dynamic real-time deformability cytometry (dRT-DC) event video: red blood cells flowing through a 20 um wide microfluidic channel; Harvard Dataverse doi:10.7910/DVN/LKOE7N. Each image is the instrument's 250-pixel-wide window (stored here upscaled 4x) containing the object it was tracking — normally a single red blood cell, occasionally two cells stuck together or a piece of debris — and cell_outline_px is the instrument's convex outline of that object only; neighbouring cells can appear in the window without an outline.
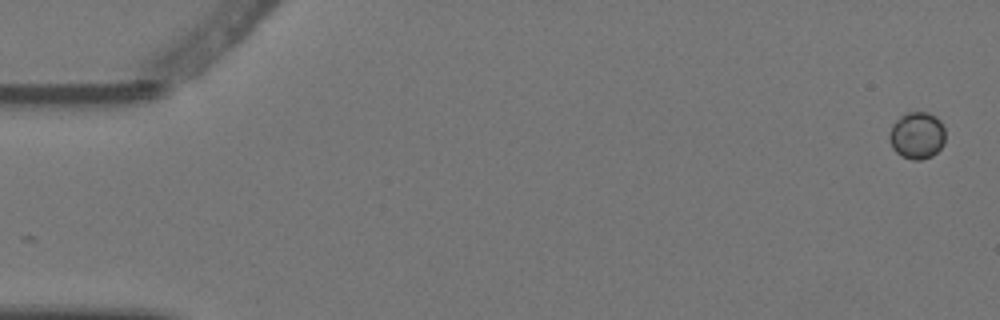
{"species": "Egyptian fruit bat (a non-hibernating species)", "species_latin": "Rousettus aegyptiacus", "temperature_condition": "warm", "stored_images_in_passage": 5, "camera_frame_rate_fps": 3000, "um_per_image_px": 0.085, "animal": {"sex": "female"}, "frame": {"image": 1, "passage_image": 1, "time_ms": 0.0, "image_size_px": [1000, 320], "cell_outline_px": [[944, 144], [932, 156], [920, 160], [912, 160], [900, 156], [892, 148], [888, 136], [892, 124], [900, 116], [908, 112], [928, 112], [936, 116], [940, 120], [944, 128]], "centroid_in_image_um": [77.93, 11.51], "position_along_channel_um": 7.1, "area_um2": 15.49}}